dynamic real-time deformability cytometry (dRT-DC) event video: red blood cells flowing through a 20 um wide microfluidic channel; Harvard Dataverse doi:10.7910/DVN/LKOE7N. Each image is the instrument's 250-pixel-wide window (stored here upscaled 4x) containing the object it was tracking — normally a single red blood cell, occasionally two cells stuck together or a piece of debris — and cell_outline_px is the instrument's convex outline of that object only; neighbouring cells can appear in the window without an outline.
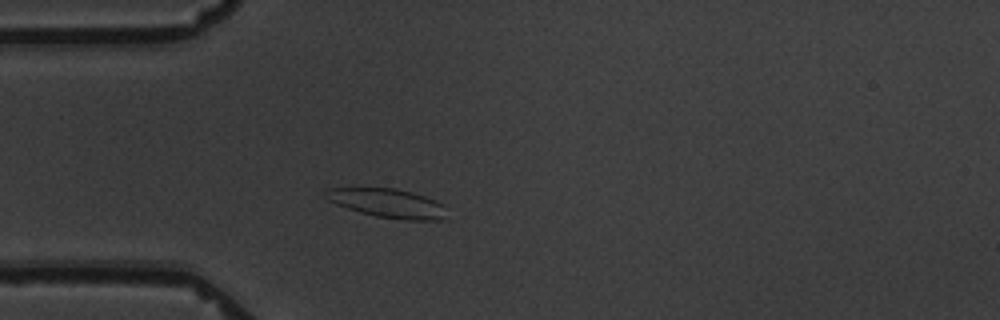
{"species": "common noctule bat (a hibernating species)", "species_latin": "Nyctalus noctula", "temperature_condition": "warm", "stored_images_in_passage": 3, "camera_frame_rate_fps": 3000, "um_per_image_px": 0.085, "animal": {"sex": "male", "body_mass_g": 19.5, "forearm_length_mm": 54.6}, "frame": {"image": 1, "passage_image": 3, "time_ms": 2.333, "image_size_px": [1000, 320], "cell_outline_px": [[444, 220], [404, 220], [376, 216], [360, 212], [336, 204], [328, 200], [324, 192], [328, 188], [396, 188], [412, 192], [436, 200], [444, 204]], "centroid_in_image_um": [32.97, 17.27], "position_along_channel_um": 52.0, "area_um2": 20.35}}